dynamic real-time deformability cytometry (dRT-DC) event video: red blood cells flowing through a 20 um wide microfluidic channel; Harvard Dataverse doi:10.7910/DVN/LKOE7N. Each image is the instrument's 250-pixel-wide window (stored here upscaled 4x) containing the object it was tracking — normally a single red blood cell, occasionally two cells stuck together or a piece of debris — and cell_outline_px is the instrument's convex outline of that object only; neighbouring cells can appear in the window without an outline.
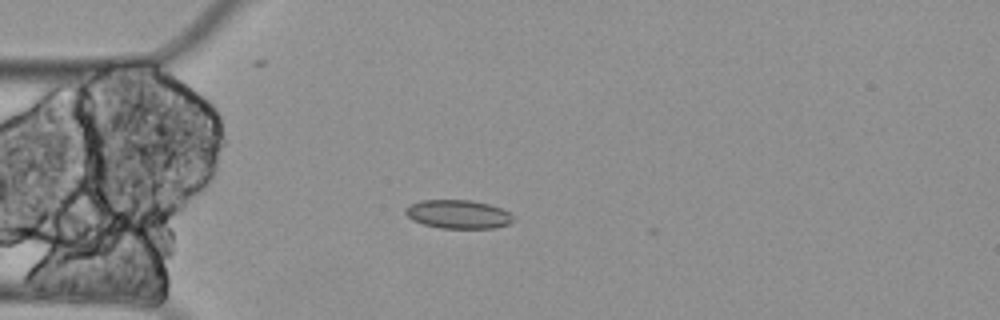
{"species": "Egyptian fruit bat (a non-hibernating species)", "species_latin": "Rousettus aegyptiacus", "temperature_condition": "cold", "stored_images_in_passage": 3, "camera_frame_rate_fps": 3000, "um_per_image_px": 0.085, "animal": {"sex": "female"}, "frame": {"image": 1, "passage_image": 3, "time_ms": 0.667, "image_size_px": [1000, 320], "cell_outline_px": [[516, 220], [508, 224], [496, 228], [440, 228], [424, 224], [412, 220], [404, 212], [404, 208], [408, 204], [420, 200], [472, 200], [488, 204], [500, 208], [508, 212]], "centroid_in_image_um": [38.91, 18.21], "position_along_channel_um": 46.1, "area_um2": 18.09}}